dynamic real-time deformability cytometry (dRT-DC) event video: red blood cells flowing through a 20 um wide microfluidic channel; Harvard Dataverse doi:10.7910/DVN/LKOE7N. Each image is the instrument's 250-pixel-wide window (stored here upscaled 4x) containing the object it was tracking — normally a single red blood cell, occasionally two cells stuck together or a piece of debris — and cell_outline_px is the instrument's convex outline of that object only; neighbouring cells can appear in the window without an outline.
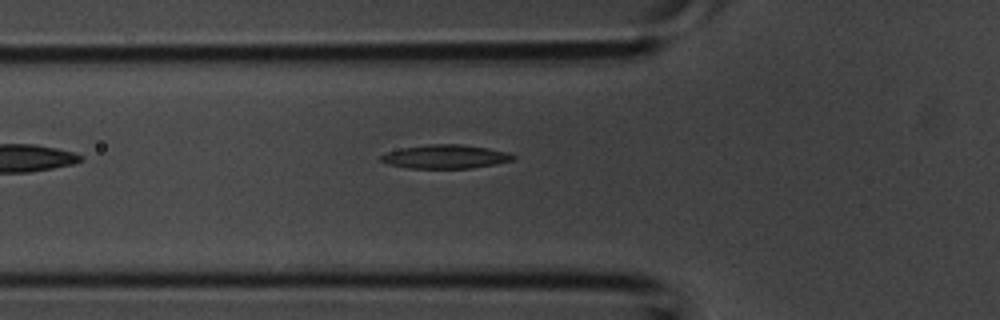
{"species": "common noctule bat (a hibernating species)", "species_latin": "Nyctalus noctula", "temperature_condition": "room temperature", "stored_images_in_passage": 3, "camera_frame_rate_fps": 3000, "um_per_image_px": 0.085, "animal": {"sex": "male", "body_mass_g": 20.1, "forearm_length_mm": 53.5}, "frame": {"image": 1, "passage_image": 3, "time_ms": 0.667, "image_size_px": [1000, 320], "cell_outline_px": [[516, 156], [512, 160], [472, 168], [408, 168], [388, 164], [380, 160], [380, 156], [388, 152], [400, 148], [428, 144], [460, 144], [488, 148], [508, 152]], "centroid_in_image_um": [37.83, 13.31], "position_along_channel_um": 88.0, "area_um2": 18.15}}